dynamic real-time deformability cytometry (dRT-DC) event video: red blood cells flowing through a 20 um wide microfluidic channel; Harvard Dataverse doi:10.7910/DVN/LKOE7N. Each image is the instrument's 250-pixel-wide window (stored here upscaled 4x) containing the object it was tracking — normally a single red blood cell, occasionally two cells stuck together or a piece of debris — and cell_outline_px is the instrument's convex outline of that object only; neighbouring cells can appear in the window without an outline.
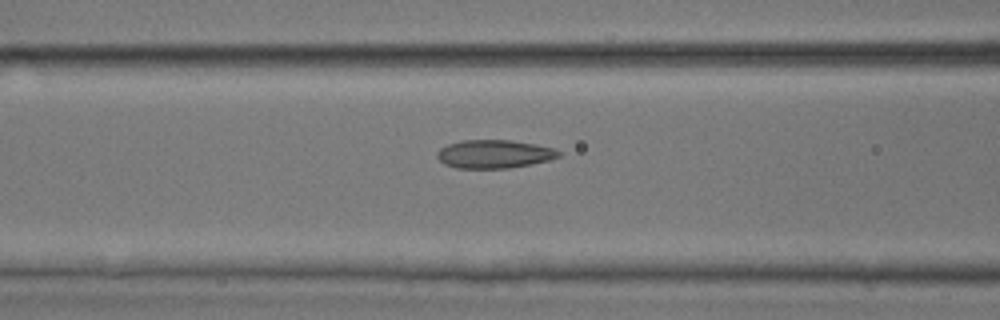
{"species": "common noctule bat (a hibernating species)", "species_latin": "Nyctalus noctula", "temperature_condition": "room temperature", "stored_images_in_passage": 37, "camera_frame_rate_fps": 3000, "um_per_image_px": 0.085, "animal": {"sex": "male", "body_mass_g": 17.9, "forearm_length_mm": 54.2}, "frame": {"image": 1, "passage_image": 10, "time_ms": 3.0, "image_size_px": [1000, 320], "cell_outline_px": [[560, 156], [548, 160], [532, 164], [508, 168], [456, 168], [444, 164], [436, 156], [436, 152], [440, 148], [448, 144], [460, 140], [512, 140], [536, 144], [556, 148], [560, 152]], "centroid_in_image_um": [42.0, 13.08], "position_along_channel_um": 124.6, "area_um2": 20.23}}
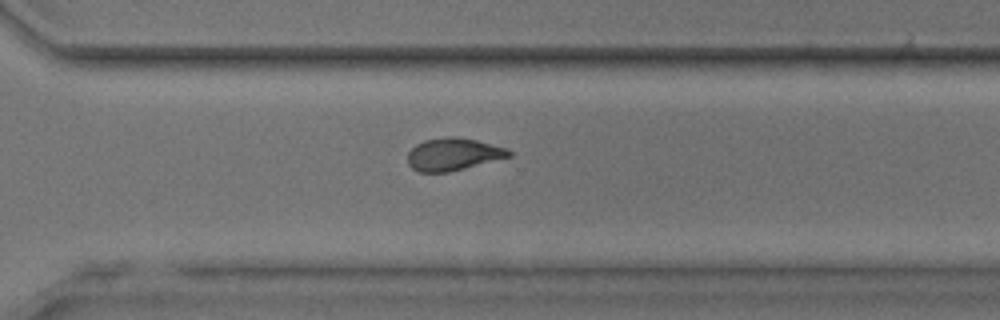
{"frame": {"image": 2, "passage_image": 24, "time_ms": 7.667, "image_size_px": [1000, 320], "cell_outline_px": [[512, 156], [448, 172], [416, 172], [408, 164], [408, 152], [416, 144], [424, 140], [476, 140], [508, 148], [512, 152]], "centroid_in_image_um": [38.53, 13.17], "position_along_channel_um": 332.1, "area_um2": 18.32}}
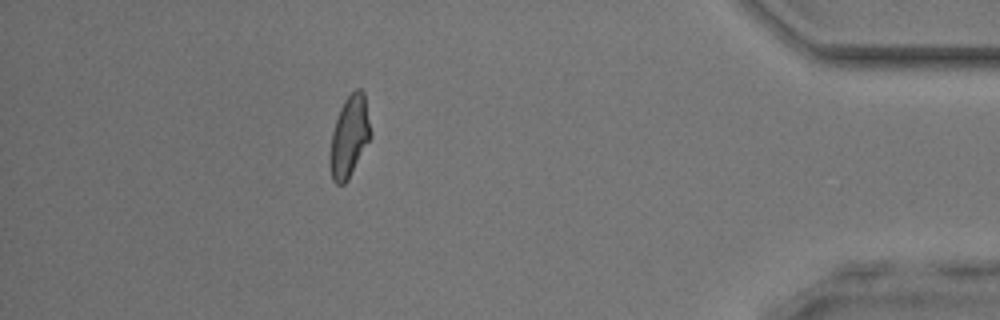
{"frame": {"image": 3, "passage_image": 32, "time_ms": 10.333, "image_size_px": [1000, 320], "cell_outline_px": [[372, 136], [348, 180], [344, 184], [336, 184], [332, 180], [328, 160], [332, 132], [340, 108], [344, 100], [356, 88], [360, 88], [364, 92], [372, 132]], "centroid_in_image_um": [29.69, 11.62], "position_along_channel_um": 405.5, "area_um2": 19.54}}